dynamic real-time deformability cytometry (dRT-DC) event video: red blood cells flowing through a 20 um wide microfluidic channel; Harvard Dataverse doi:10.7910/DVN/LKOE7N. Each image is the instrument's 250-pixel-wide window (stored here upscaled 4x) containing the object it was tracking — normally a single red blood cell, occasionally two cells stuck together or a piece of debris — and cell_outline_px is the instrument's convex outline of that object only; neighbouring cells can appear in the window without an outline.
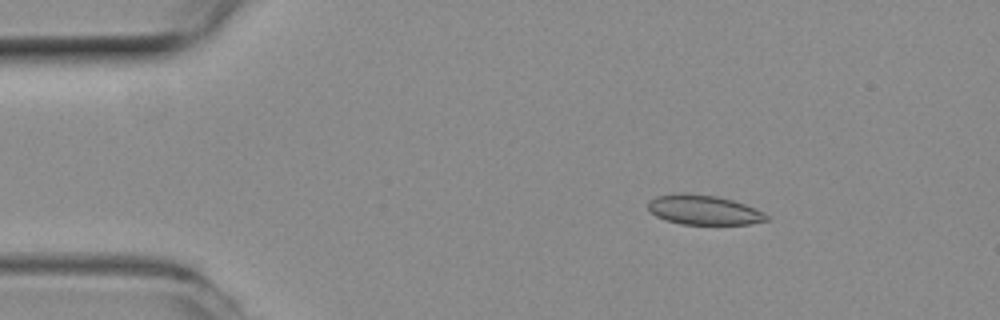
{"species": "common noctule bat (a hibernating species)", "species_latin": "Nyctalus noctula", "temperature_condition": "room temperature", "stored_images_in_passage": 45, "camera_frame_rate_fps": 3000, "um_per_image_px": 0.085, "animal": {"sex": "female", "body_mass_g": 19.3, "forearm_length_mm": 54.1}, "frame": {"image": 1, "passage_image": 1, "time_ms": 0.0, "image_size_px": [1000, 320], "cell_outline_px": [[768, 220], [752, 224], [680, 224], [664, 220], [656, 216], [648, 208], [648, 200], [656, 196], [716, 196], [732, 200], [756, 208], [764, 212], [768, 216]], "centroid_in_image_um": [59.88, 17.9], "position_along_channel_um": 25.1, "area_um2": 19.71}}
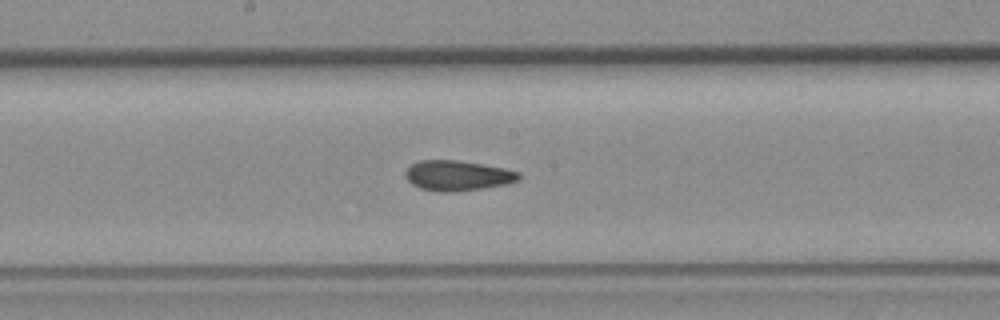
{"frame": {"image": 2, "passage_image": 20, "time_ms": 6.333, "image_size_px": [1000, 320], "cell_outline_px": [[520, 180], [508, 184], [452, 192], [440, 192], [420, 188], [412, 184], [404, 176], [404, 172], [412, 164], [420, 160], [456, 160], [504, 168], [520, 172]], "centroid_in_image_um": [38.89, 14.92], "position_along_channel_um": 209.3, "area_um2": 19.88}}
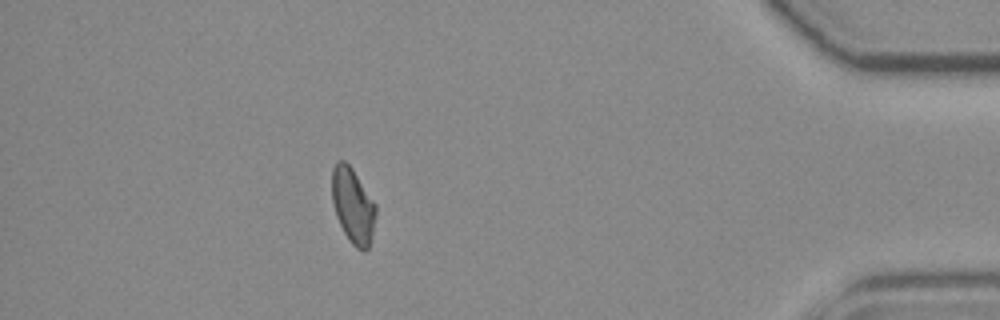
{"frame": {"image": 3, "passage_image": 39, "time_ms": 12.667, "image_size_px": [1000, 320], "cell_outline_px": [[376, 212], [372, 236], [368, 248], [364, 252], [356, 248], [348, 240], [336, 216], [332, 200], [332, 168], [336, 160], [344, 160], [352, 168], [376, 204]], "centroid_in_image_um": [29.99, 17.47], "position_along_channel_um": 405.2, "area_um2": 19.31}, "authors_computed_cell_mechanics": {"area_um2": 19.5364, "velocity_mm_per_s": 3.9384, "shape_relaxation_time_tau1_ms": null, "shape_relaxation_time_tau2_ms": 1.7885, "deformation_change_tau1": null, "deformation_change_tau2": 0.0747}}